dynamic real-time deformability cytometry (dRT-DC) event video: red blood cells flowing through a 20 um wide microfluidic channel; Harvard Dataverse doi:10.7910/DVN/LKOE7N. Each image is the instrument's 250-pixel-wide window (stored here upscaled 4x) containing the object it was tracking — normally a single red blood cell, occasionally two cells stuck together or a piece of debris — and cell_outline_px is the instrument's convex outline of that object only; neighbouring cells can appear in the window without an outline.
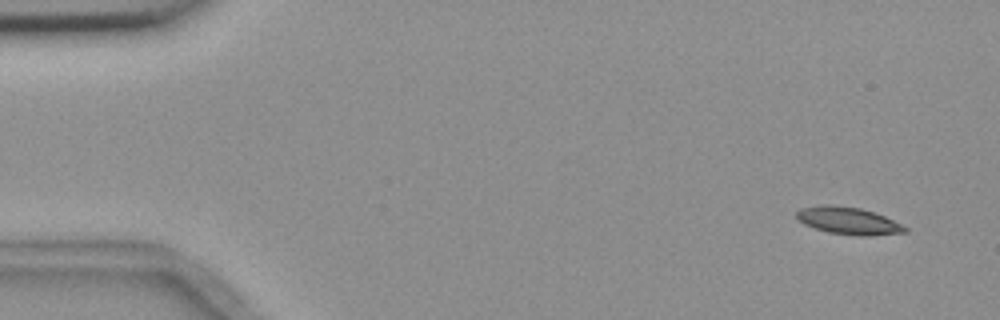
{"species": "common noctule bat (a hibernating species)", "species_latin": "Nyctalus noctula", "temperature_condition": "room temperature", "stored_images_in_passage": 5, "camera_frame_rate_fps": 3000, "um_per_image_px": 0.085, "animal": {"sex": "female", "body_mass_g": 18.4}, "frame": {"image": 1, "passage_image": 1, "time_ms": 0.0, "image_size_px": [1000, 320], "cell_outline_px": [[908, 232], [872, 236], [860, 236], [828, 232], [804, 224], [796, 220], [796, 212], [800, 208], [820, 204], [832, 204], [860, 208], [884, 216], [908, 228]], "centroid_in_image_um": [72.07, 18.76], "position_along_channel_um": 12.9, "area_um2": 17.34}}
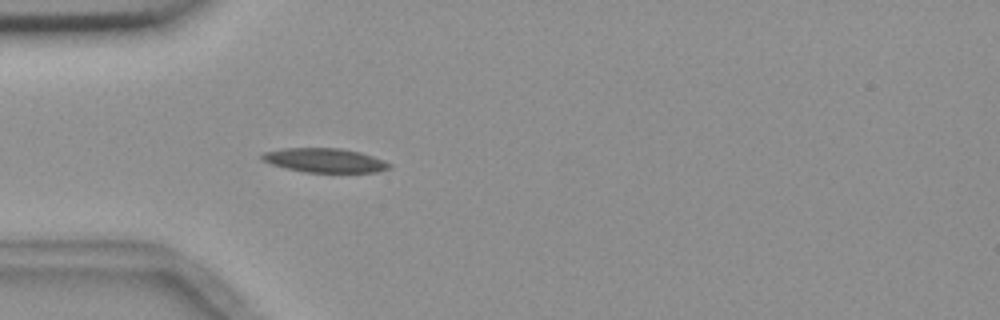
{"frame": {"image": 2, "passage_image": 5, "time_ms": 4.333, "image_size_px": [1000, 320], "cell_outline_px": [[392, 164], [388, 168], [376, 172], [304, 172], [284, 168], [260, 160], [260, 156], [264, 152], [284, 148], [340, 148], [360, 152], [384, 160]], "centroid_in_image_um": [27.56, 13.62], "position_along_channel_um": 57.4, "area_um2": 17.92}}